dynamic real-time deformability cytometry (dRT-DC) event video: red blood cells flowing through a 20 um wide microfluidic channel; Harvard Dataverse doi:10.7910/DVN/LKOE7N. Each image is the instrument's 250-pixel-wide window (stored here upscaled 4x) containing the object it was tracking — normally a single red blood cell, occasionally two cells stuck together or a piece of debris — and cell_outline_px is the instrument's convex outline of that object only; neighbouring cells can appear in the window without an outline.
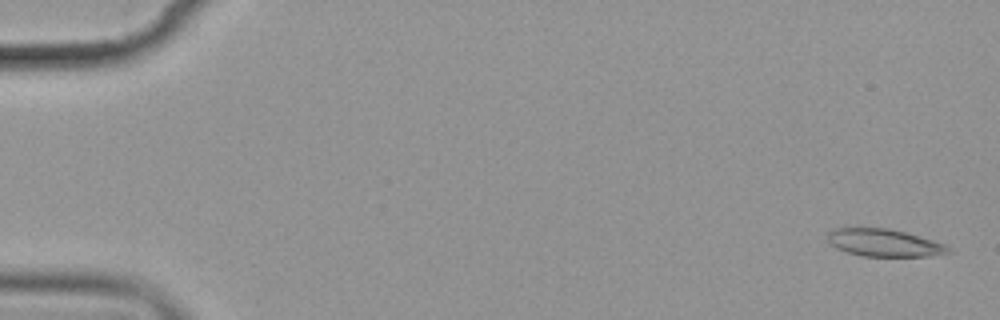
{"species": "common noctule bat (a hibernating species)", "species_latin": "Nyctalus noctula", "temperature_condition": "cold", "stored_images_in_passage": 6, "camera_frame_rate_fps": 3000, "um_per_image_px": 0.085, "animal": {"sex": "female", "body_mass_g": 19.9}, "frame": {"image": 1, "passage_image": 1, "time_ms": 0.0, "image_size_px": [1000, 320], "cell_outline_px": [[952, 252], [928, 256], [860, 256], [836, 248], [828, 244], [828, 232], [832, 228], [888, 228], [920, 236], [948, 244], [952, 248]], "centroid_in_image_um": [75.17, 20.64], "position_along_channel_um": 9.8, "area_um2": 19.54}}